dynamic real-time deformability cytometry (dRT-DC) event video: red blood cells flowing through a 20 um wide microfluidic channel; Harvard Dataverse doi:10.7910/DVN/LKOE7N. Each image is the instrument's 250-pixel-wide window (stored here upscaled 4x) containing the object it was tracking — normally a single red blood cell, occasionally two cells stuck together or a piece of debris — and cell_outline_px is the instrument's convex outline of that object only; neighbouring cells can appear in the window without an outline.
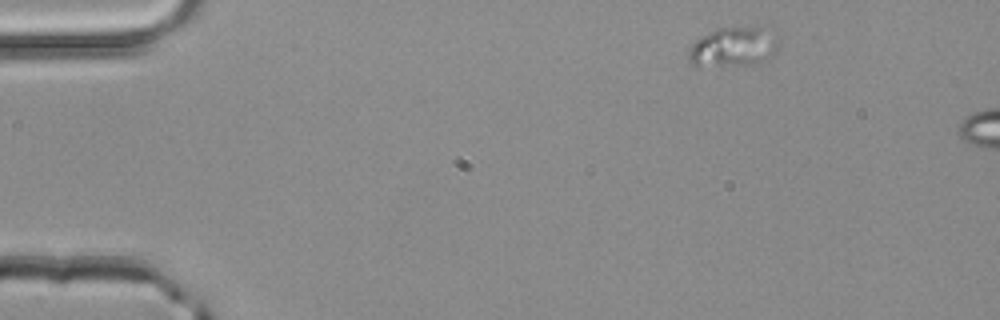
{"species": "common noctule bat (a hibernating species)", "species_latin": "Nyctalus noctula", "temperature_condition": "room temperature", "stored_images_in_passage": 2, "camera_frame_rate_fps": 3000, "um_per_image_px": 0.085, "animal": {"sex": "male", "body_mass_g": 20.4}, "frame": {"image": 1, "passage_image": 1, "time_ms": 0.0, "image_size_px": [1000, 320], "cell_outline_px": [[776, 48], [772, 56], [764, 60], [752, 64], [692, 64], [688, 60], [688, 52], [692, 44], [696, 40], [708, 32], [716, 28], [760, 28], [776, 40]], "centroid_in_image_um": [62.25, 3.98], "position_along_channel_um": 22.7, "area_um2": 19.48}}